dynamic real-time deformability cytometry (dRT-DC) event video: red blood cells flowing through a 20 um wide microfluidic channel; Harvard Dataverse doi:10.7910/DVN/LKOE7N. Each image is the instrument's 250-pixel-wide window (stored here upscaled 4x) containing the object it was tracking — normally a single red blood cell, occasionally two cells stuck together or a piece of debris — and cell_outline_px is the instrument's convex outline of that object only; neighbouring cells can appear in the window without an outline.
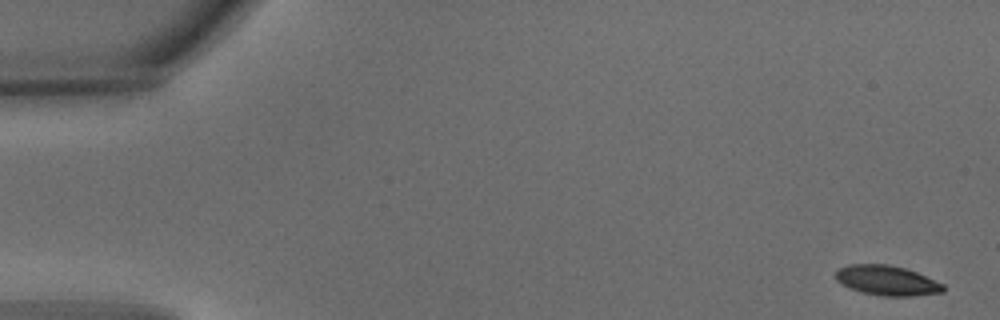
{"species": "common noctule bat (a hibernating species)", "species_latin": "Nyctalus noctula", "temperature_condition": "warm", "stored_images_in_passage": 4, "camera_frame_rate_fps": 3000, "um_per_image_px": 0.085, "animal": {"sex": "male", "body_mass_g": 15.6}, "frame": {"image": 1, "passage_image": 1, "time_ms": 0.0, "image_size_px": [1000, 320], "cell_outline_px": [[944, 292], [912, 296], [884, 296], [864, 292], [848, 288], [840, 284], [836, 280], [836, 268], [848, 264], [888, 264], [904, 268], [916, 272], [944, 284]], "centroid_in_image_um": [75.35, 23.83], "position_along_channel_um": 9.6, "area_um2": 18.79}}